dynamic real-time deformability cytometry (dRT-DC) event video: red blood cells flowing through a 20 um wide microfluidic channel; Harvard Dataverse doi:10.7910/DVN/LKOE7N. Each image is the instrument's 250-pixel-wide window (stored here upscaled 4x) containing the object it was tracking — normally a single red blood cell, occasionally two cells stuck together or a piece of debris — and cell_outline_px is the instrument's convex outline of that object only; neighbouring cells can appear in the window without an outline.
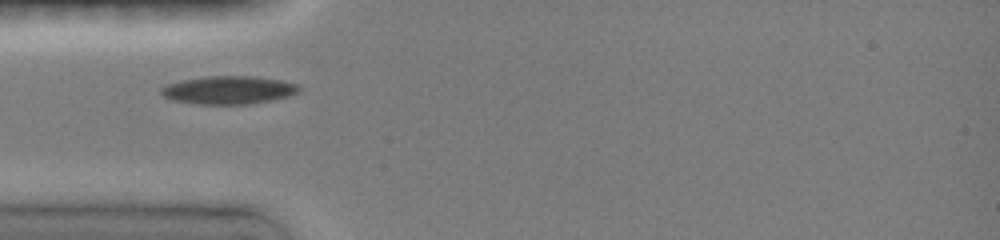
{"species": "common noctule bat (a hibernating species)", "species_latin": "Nyctalus noctula", "temperature_condition": "room temperature", "stored_images_in_passage": 20, "camera_frame_rate_fps": 3000, "um_per_image_px": 0.085, "animal": {"sex": "female", "body_mass_g": 19.0, "forearm_length_mm": 51.5}, "frame": {"image": 1, "passage_image": 1, "time_ms": 0.0, "image_size_px": [1000, 240], "cell_outline_px": [[300, 92], [288, 96], [252, 104], [196, 104], [172, 100], [164, 96], [160, 92], [160, 88], [168, 84], [184, 80], [208, 76], [252, 76], [280, 80], [296, 84], [300, 88]], "centroid_in_image_um": [19.43, 7.66], "position_along_channel_um": 65.6, "area_um2": 22.43}}
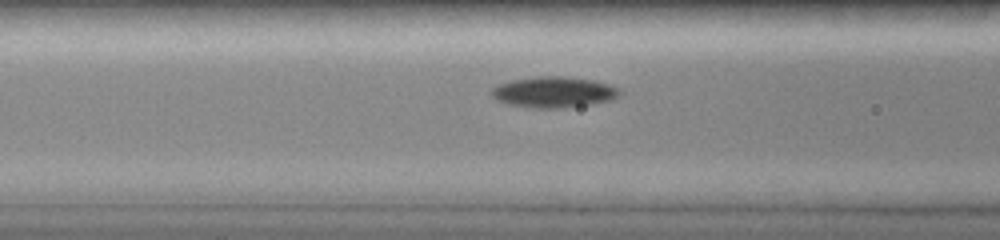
{"frame": {"image": 2, "passage_image": 8, "time_ms": 1.333, "image_size_px": [1000, 240], "cell_outline_px": [[620, 92], [612, 100], [592, 104], [564, 108], [528, 108], [508, 104], [496, 100], [492, 96], [492, 88], [500, 84], [512, 80], [536, 76], [564, 76], [596, 80], [608, 84], [616, 88]], "centroid_in_image_um": [47.05, 7.83], "position_along_channel_um": 119.5, "area_um2": 23.12}}